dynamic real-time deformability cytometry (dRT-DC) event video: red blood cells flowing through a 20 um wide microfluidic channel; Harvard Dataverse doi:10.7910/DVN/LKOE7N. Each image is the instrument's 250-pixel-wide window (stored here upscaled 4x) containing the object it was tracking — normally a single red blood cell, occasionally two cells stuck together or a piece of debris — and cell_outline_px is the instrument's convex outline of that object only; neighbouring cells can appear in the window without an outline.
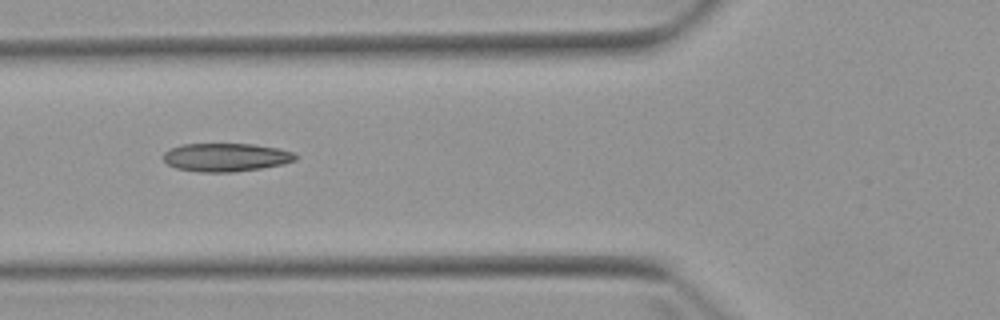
{"species": "Egyptian fruit bat (a non-hibernating species)", "species_latin": "Rousettus aegyptiacus", "temperature_condition": "warm", "stored_images_in_passage": 7, "camera_frame_rate_fps": 3000, "um_per_image_px": 0.085, "animal": {"sex": "female"}, "frame": {"image": 1, "passage_image": 6, "time_ms": 6.0, "image_size_px": [1000, 320], "cell_outline_px": [[296, 160], [284, 164], [260, 168], [232, 172], [200, 172], [176, 168], [168, 164], [164, 160], [164, 152], [172, 148], [184, 144], [252, 144], [280, 148], [296, 152]], "centroid_in_image_um": [19.25, 13.37], "position_along_channel_um": 106.6, "area_um2": 21.79}}
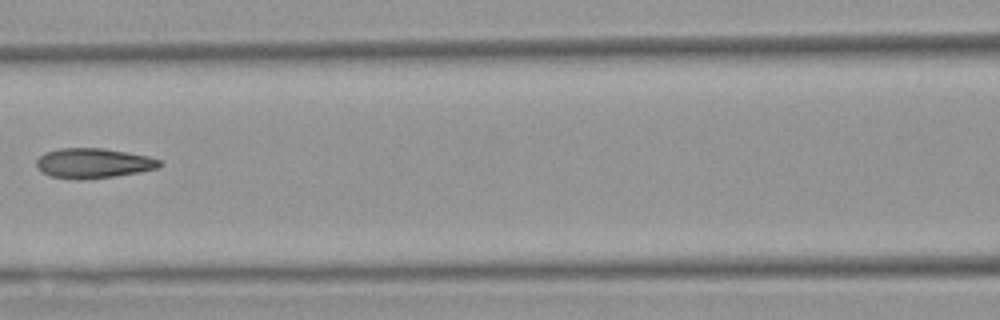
{"frame": {"image": 2, "passage_image": 7, "time_ms": 7.333, "image_size_px": [1000, 320], "cell_outline_px": [[164, 164], [156, 168], [116, 176], [84, 180], [48, 176], [40, 172], [36, 168], [36, 160], [44, 152], [60, 148], [104, 148], [148, 156], [160, 160]], "centroid_in_image_um": [7.88, 13.87], "position_along_channel_um": 158.7, "area_um2": 21.62}}